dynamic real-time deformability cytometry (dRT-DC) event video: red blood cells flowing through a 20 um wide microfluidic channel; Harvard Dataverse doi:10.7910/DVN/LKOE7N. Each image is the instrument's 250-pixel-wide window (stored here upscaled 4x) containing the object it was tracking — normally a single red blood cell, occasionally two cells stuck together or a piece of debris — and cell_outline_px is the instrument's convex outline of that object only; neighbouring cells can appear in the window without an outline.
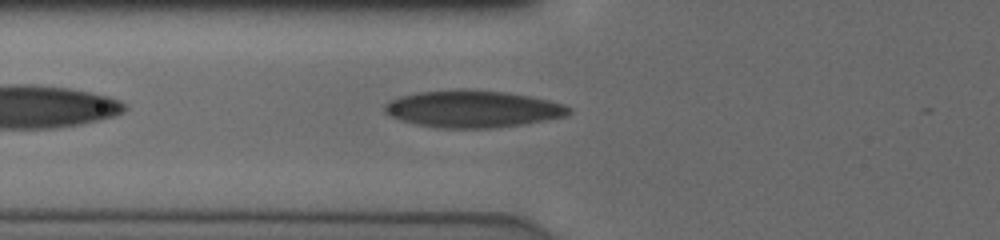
{"species": "human", "species_latin": "Homo sapiens", "temperature_condition": "cold", "stored_images_in_passage": 37, "camera_frame_rate_fps": 3000, "um_per_image_px": 0.085, "donor": {"sex": "male"}, "frame": {"image": 1, "passage_image": 4, "time_ms": 1.0, "image_size_px": [1000, 240], "cell_outline_px": [[572, 112], [564, 116], [524, 124], [492, 128], [440, 128], [400, 120], [388, 116], [384, 112], [384, 104], [400, 96], [416, 92], [464, 88], [504, 92], [528, 96], [548, 100], [564, 104]], "centroid_in_image_um": [40.14, 9.25], "position_along_channel_um": 85.7, "area_um2": 39.71}}
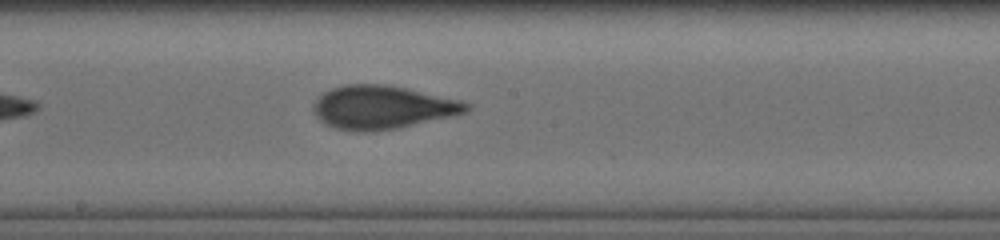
{"frame": {"image": 2, "passage_image": 14, "time_ms": 4.333, "image_size_px": [1000, 240], "cell_outline_px": [[472, 104], [464, 112], [448, 116], [396, 128], [372, 132], [360, 132], [336, 128], [320, 120], [316, 116], [312, 108], [312, 104], [324, 92], [332, 88], [344, 84], [384, 84], [404, 88], [460, 100]], "centroid_in_image_um": [32.43, 9.11], "position_along_channel_um": 215.8, "area_um2": 38.03}}
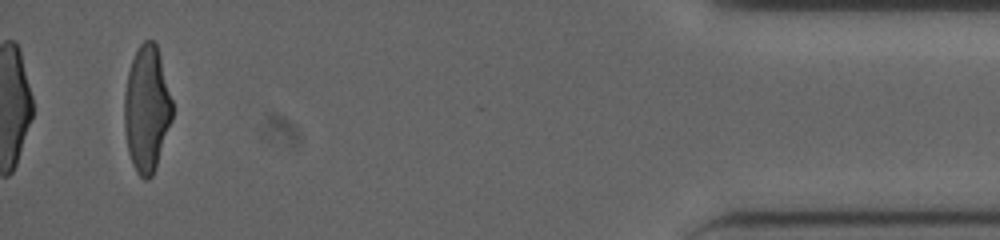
{"frame": {"image": 3, "passage_image": 35, "time_ms": 11.333, "image_size_px": [1000, 240], "cell_outline_px": [[172, 120], [156, 168], [152, 176], [148, 180], [144, 180], [136, 172], [132, 164], [128, 152], [124, 124], [124, 92], [128, 72], [132, 60], [140, 44], [144, 40], [152, 40], [156, 44], [160, 56], [172, 100]], "centroid_in_image_um": [12.47, 9.29], "position_along_channel_um": 422.7, "area_um2": 35.32}, "authors_computed_cell_mechanics": {"area_um2": 36.9342, "velocity_mm_per_s": 3.8777, "shape_relaxation_time_tau1_ms": 6.191, "shape_relaxation_time_tau2_ms": 1.046, "deformation_change_tau1": 0.2077, "deformation_change_tau2": 0.0803}}